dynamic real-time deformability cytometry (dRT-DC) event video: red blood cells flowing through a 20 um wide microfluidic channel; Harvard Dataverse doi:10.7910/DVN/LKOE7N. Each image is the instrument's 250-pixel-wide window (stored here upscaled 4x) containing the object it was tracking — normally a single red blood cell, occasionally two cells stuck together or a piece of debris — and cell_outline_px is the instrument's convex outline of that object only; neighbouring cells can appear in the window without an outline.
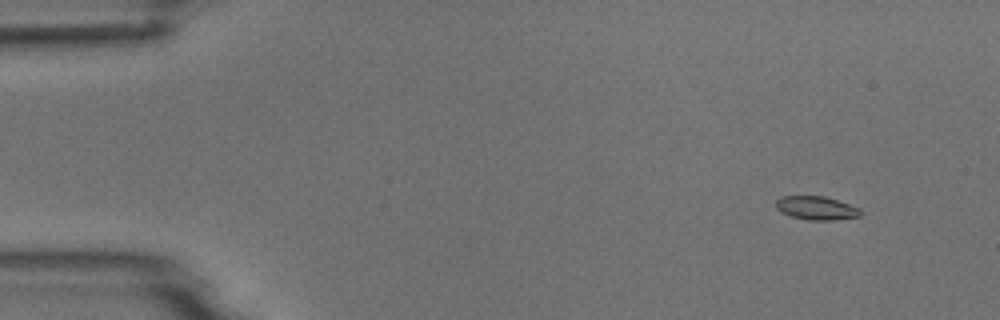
{"species": "common noctule bat (a hibernating species)", "species_latin": "Nyctalus noctula", "temperature_condition": "room temperature", "stored_images_in_passage": 5, "camera_frame_rate_fps": 3000, "um_per_image_px": 0.085, "animal": {"sex": "male", "body_mass_g": 18.8}, "frame": {"image": 1, "passage_image": 2, "time_ms": 1.333, "image_size_px": [1000, 320], "cell_outline_px": [[864, 212], [860, 216], [836, 220], [808, 220], [792, 216], [780, 212], [776, 208], [776, 200], [780, 196], [824, 196], [860, 208]], "centroid_in_image_um": [69.4, 17.69], "position_along_channel_um": 15.6, "area_um2": 11.68}}
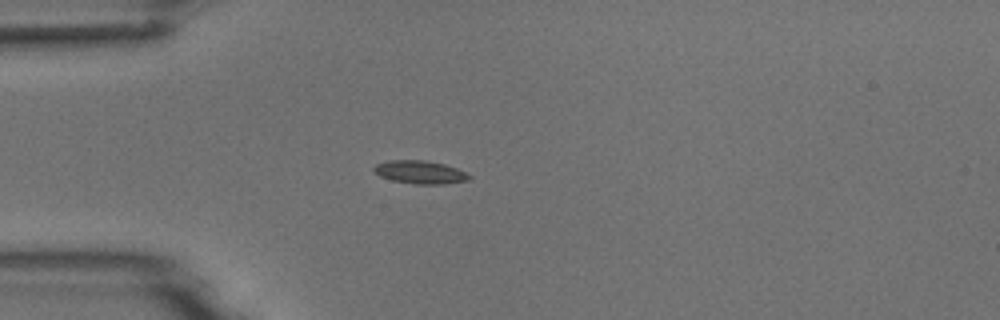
{"frame": {"image": 2, "passage_image": 5, "time_ms": 4.667, "image_size_px": [1000, 320], "cell_outline_px": [[472, 176], [468, 180], [444, 184], [416, 184], [392, 180], [380, 176], [372, 172], [372, 168], [376, 164], [388, 160], [424, 160], [444, 164], [456, 168]], "centroid_in_image_um": [35.66, 14.63], "position_along_channel_um": 49.3, "area_um2": 12.83}}